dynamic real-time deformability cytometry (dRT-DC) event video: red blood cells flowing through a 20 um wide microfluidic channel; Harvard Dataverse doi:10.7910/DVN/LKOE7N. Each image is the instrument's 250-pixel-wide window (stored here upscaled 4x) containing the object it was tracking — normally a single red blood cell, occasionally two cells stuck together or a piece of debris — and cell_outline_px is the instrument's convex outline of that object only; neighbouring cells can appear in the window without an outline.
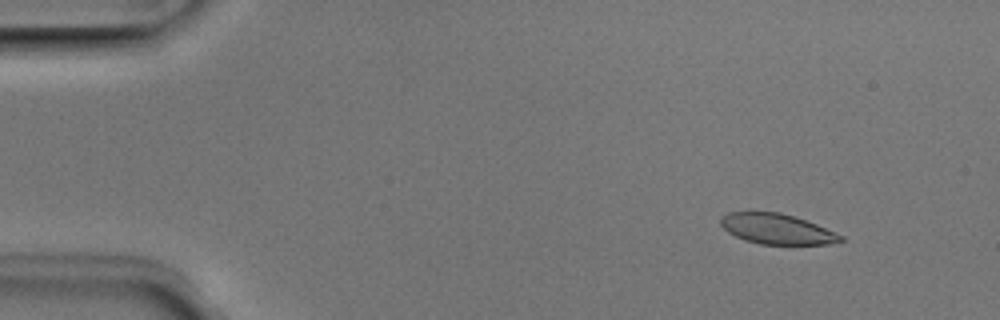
{"species": "Egyptian fruit bat (a non-hibernating species)", "species_latin": "Rousettus aegyptiacus", "temperature_condition": "room temperature", "stored_images_in_passage": 52, "camera_frame_rate_fps": 3000, "um_per_image_px": 0.085, "animal": {"sex": "male"}, "frame": {"image": 1, "passage_image": 6, "time_ms": 1.667, "image_size_px": [1000, 320], "cell_outline_px": [[844, 240], [828, 244], [760, 244], [744, 240], [728, 232], [720, 224], [720, 220], [728, 212], [780, 212], [816, 224], [844, 236]], "centroid_in_image_um": [66.03, 19.47], "position_along_channel_um": 19.0, "area_um2": 20.92}}
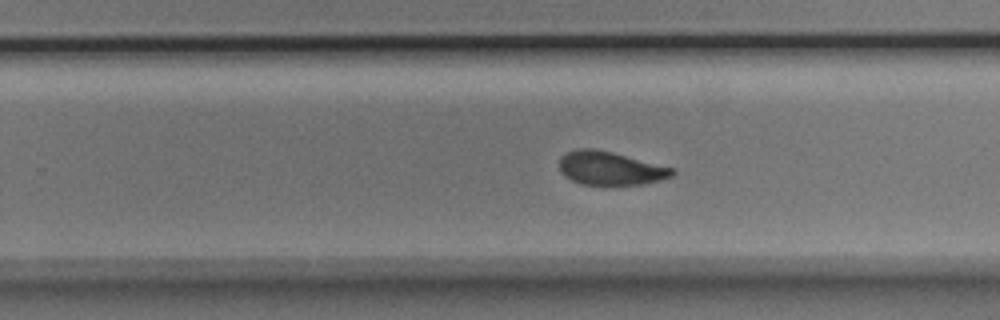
{"frame": {"image": 2, "passage_image": 33, "time_ms": 10.667, "image_size_px": [1000, 320], "cell_outline_px": [[676, 172], [672, 176], [660, 180], [644, 184], [580, 184], [564, 176], [560, 172], [560, 156], [576, 148], [592, 148], [612, 152], [676, 168]], "centroid_in_image_um": [51.89, 14.29], "position_along_channel_um": 277.9, "area_um2": 22.08}}
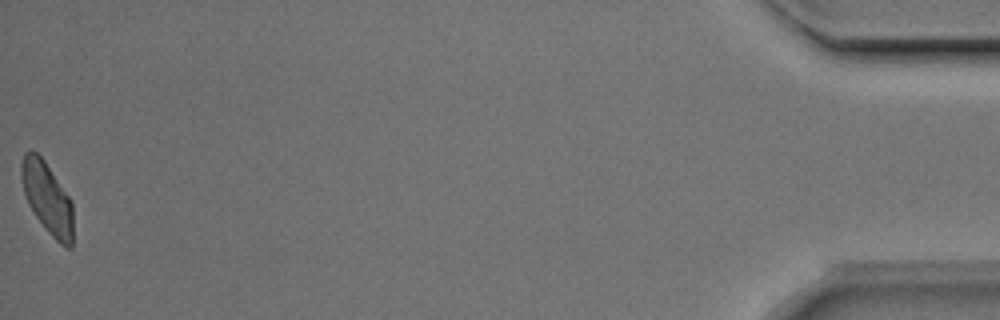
{"frame": {"image": 3, "passage_image": 52, "time_ms": 17.0, "image_size_px": [1000, 320], "cell_outline_px": [[72, 248], [68, 248], [60, 244], [48, 232], [36, 216], [28, 204], [24, 192], [20, 176], [20, 164], [24, 152], [36, 152], [44, 160], [72, 200]], "centroid_in_image_um": [4.01, 16.82], "position_along_channel_um": 431.2, "area_um2": 21.44}, "authors_computed_cell_mechanics": {"area_um2": 22.542, "velocity_mm_per_s": 3.9456, "shape_relaxation_time_tau1_ms": 3.1, "shape_relaxation_time_tau2_ms": 1.4678, "deformation_change_tau1": 0.1234, "deformation_change_tau2": 0.0567}}